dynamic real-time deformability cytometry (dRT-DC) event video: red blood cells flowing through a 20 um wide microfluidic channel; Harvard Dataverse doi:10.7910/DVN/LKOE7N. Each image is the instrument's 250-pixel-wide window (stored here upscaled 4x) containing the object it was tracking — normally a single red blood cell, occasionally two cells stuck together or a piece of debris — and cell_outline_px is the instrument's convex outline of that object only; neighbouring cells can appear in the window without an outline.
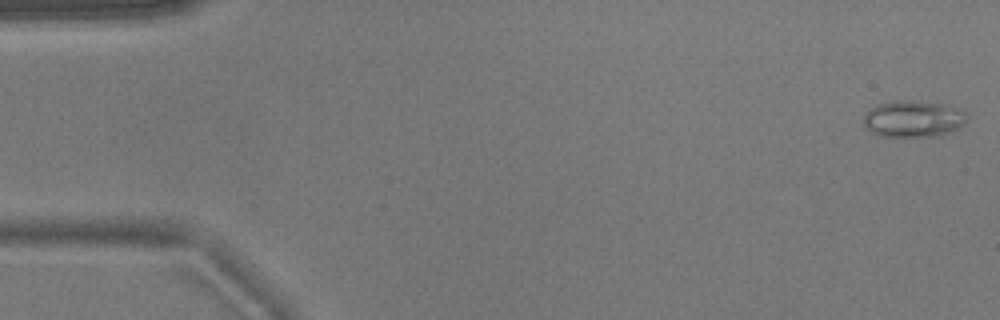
{"species": "common noctule bat (a hibernating species)", "species_latin": "Nyctalus noctula", "temperature_condition": "warm", "stored_images_in_passage": 53, "camera_frame_rate_fps": 3000, "um_per_image_px": 0.085, "animal": {"sex": "male", "body_mass_g": 17.9}, "frame": {"image": 1, "passage_image": 1, "time_ms": 0.0, "image_size_px": [1000, 320], "cell_outline_px": [[968, 116], [964, 124], [956, 128], [932, 136], [880, 136], [872, 132], [864, 124], [864, 116], [876, 104], [892, 100], [916, 100], [952, 104], [960, 108]], "centroid_in_image_um": [77.65, 10.05], "position_along_channel_um": 7.4, "area_um2": 22.08}}
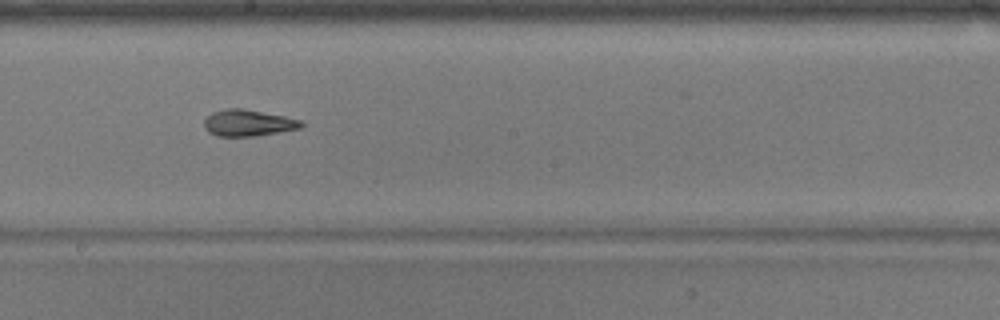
{"frame": {"image": 2, "passage_image": 29, "time_ms": 9.333, "image_size_px": [1000, 320], "cell_outline_px": [[304, 124], [300, 128], [280, 132], [256, 136], [216, 136], [208, 132], [204, 128], [204, 120], [212, 112], [228, 108], [240, 108], [284, 116], [304, 120]], "centroid_in_image_um": [21.1, 10.45], "position_along_channel_um": 227.1, "area_um2": 15.03}}
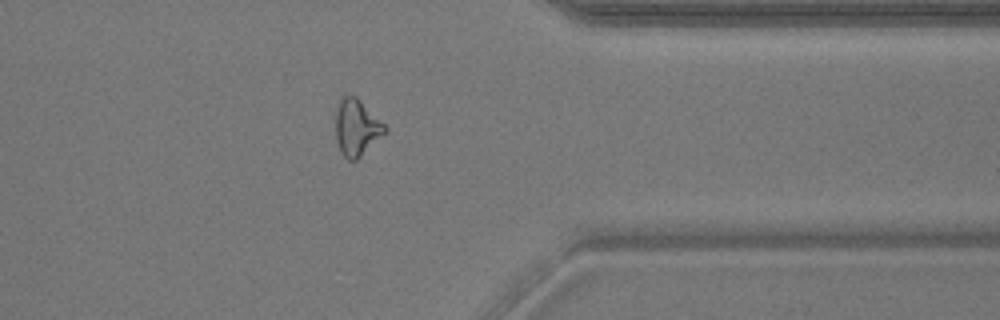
{"frame": {"image": 3, "passage_image": 42, "time_ms": 13.667, "image_size_px": [1000, 320], "cell_outline_px": [[388, 128], [356, 160], [348, 160], [340, 152], [336, 140], [336, 112], [340, 100], [344, 96], [356, 96]], "centroid_in_image_um": [30.28, 10.84], "position_along_channel_um": 381.1, "area_um2": 15.66}, "authors_computed_cell_mechanics": {"area_um2": 16.7042, "velocity_mm_per_s": 3.8012, "shape_relaxation_time_tau1_ms": 5.2725, "shape_relaxation_time_tau2_ms": 3.3321, "deformation_change_tau1": 0.1311, "deformation_change_tau2": 0.1082}}